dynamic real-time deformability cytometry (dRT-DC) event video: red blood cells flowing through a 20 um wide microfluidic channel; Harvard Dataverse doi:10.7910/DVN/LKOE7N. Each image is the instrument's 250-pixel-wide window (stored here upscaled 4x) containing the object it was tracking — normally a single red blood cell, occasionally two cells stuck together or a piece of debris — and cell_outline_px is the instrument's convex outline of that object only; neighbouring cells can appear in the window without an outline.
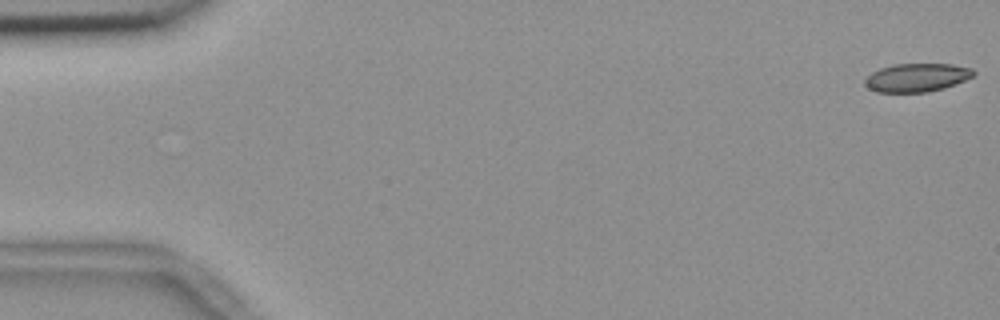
{"species": "common noctule bat (a hibernating species)", "species_latin": "Nyctalus noctula", "temperature_condition": "room temperature", "stored_images_in_passage": 55, "camera_frame_rate_fps": 3000, "um_per_image_px": 0.085, "animal": {"sex": "female", "body_mass_g": 18.4}, "frame": {"image": 1, "passage_image": 1, "time_ms": 0.0, "image_size_px": [1000, 320], "cell_outline_px": [[976, 72], [972, 76], [964, 80], [944, 88], [928, 92], [876, 92], [868, 88], [864, 84], [864, 80], [872, 72], [880, 68], [892, 64], [952, 64], [972, 68]], "centroid_in_image_um": [77.91, 6.59], "position_along_channel_um": 7.1, "area_um2": 17.98}}
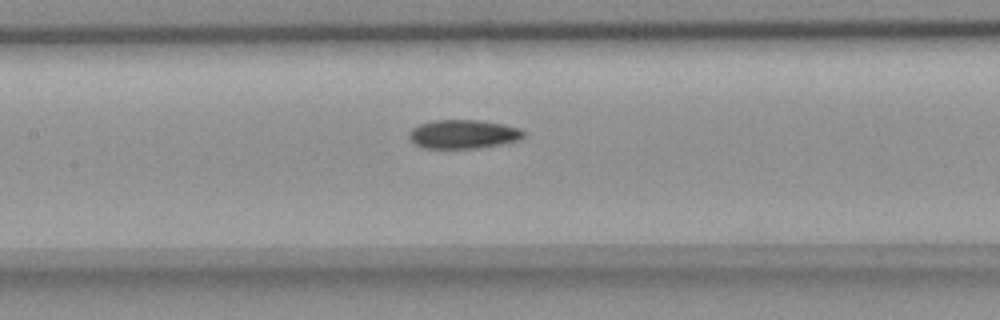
{"frame": {"image": 2, "passage_image": 26, "time_ms": 8.333, "image_size_px": [1000, 320], "cell_outline_px": [[524, 136], [516, 140], [500, 144], [476, 148], [424, 148], [416, 144], [408, 136], [408, 132], [412, 128], [420, 124], [432, 120], [480, 120], [504, 124], [520, 128], [524, 132]], "centroid_in_image_um": [39.35, 11.39], "position_along_channel_um": 168.0, "area_um2": 19.13}}
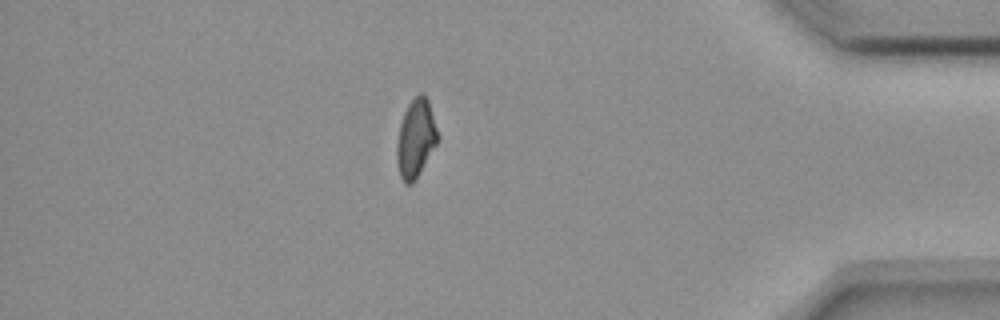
{"frame": {"image": 3, "passage_image": 48, "time_ms": 15.667, "image_size_px": [1000, 320], "cell_outline_px": [[440, 136], [436, 144], [416, 180], [412, 184], [404, 184], [400, 176], [396, 160], [396, 148], [400, 124], [404, 112], [408, 104], [420, 92], [424, 92], [428, 100]], "centroid_in_image_um": [35.34, 11.77], "position_along_channel_um": 399.9, "area_um2": 18.79}}